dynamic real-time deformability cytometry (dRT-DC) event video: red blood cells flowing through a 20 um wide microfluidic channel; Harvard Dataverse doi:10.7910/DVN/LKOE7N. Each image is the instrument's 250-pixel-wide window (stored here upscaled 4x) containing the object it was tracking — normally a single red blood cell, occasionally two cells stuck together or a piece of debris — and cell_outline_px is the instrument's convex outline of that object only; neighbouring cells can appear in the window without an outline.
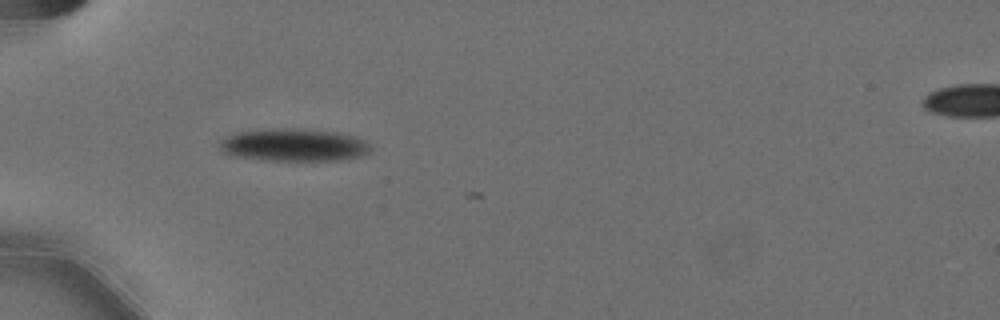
{"species": "Egyptian fruit bat (a non-hibernating species)", "species_latin": "Rousettus aegyptiacus", "temperature_condition": "cold", "stored_images_in_passage": 4, "camera_frame_rate_fps": 3000, "um_per_image_px": 0.085, "animal": {"sex": "female"}, "frame": {"image": 1, "passage_image": 2, "time_ms": 0.333, "image_size_px": [1000, 320], "cell_outline_px": [[372, 148], [368, 152], [356, 156], [340, 160], [264, 160], [232, 156], [220, 152], [220, 140], [236, 132], [276, 128], [296, 128], [336, 132], [356, 136], [364, 140]], "centroid_in_image_um": [24.92, 12.32], "position_along_channel_um": 60.1, "area_um2": 28.67}}